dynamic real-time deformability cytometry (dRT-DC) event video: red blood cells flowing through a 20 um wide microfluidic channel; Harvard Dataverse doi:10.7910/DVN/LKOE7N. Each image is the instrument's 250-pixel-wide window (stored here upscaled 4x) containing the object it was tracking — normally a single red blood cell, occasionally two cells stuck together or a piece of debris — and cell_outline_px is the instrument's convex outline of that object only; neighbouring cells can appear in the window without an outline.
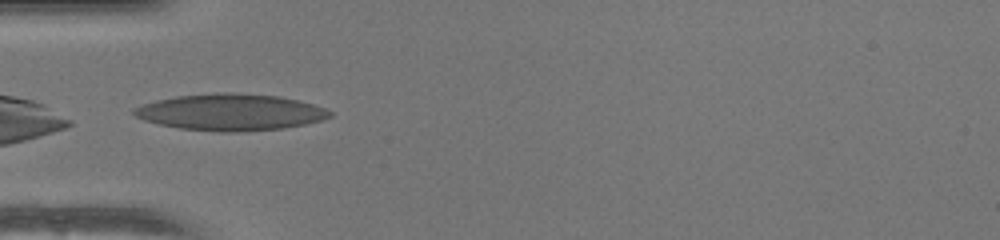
{"species": "human", "species_latin": "Homo sapiens", "temperature_condition": "warm", "stored_images_in_passage": 33, "camera_frame_rate_fps": 3000, "um_per_image_px": 0.085, "donor": {"sex": "female"}, "frame": {"image": 1, "passage_image": 1, "time_ms": 0.0, "image_size_px": [1000, 240], "cell_outline_px": [[332, 116], [320, 120], [304, 124], [284, 128], [236, 132], [220, 132], [180, 128], [160, 124], [144, 120], [136, 116], [132, 112], [132, 108], [156, 100], [176, 96], [216, 92], [236, 92], [280, 96], [312, 104], [324, 108], [332, 112]], "centroid_in_image_um": [19.57, 9.53], "position_along_channel_um": 65.4, "area_um2": 41.67}}
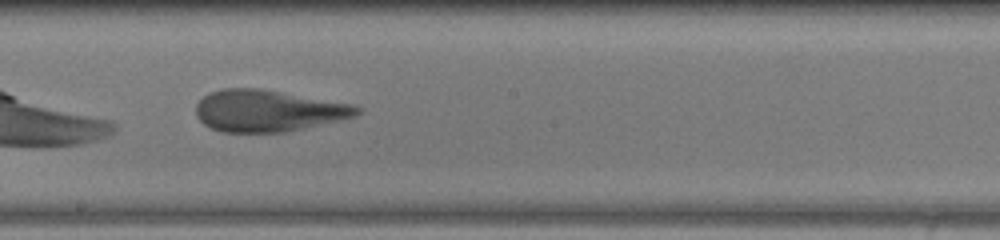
{"frame": {"image": 2, "passage_image": 13, "time_ms": 4.0, "image_size_px": [1000, 240], "cell_outline_px": [[360, 112], [356, 116], [284, 132], [224, 132], [212, 128], [204, 124], [196, 116], [196, 104], [204, 96], [220, 88], [256, 88], [352, 104], [360, 108]], "centroid_in_image_um": [22.74, 9.41], "position_along_channel_um": 225.5, "area_um2": 38.49}}
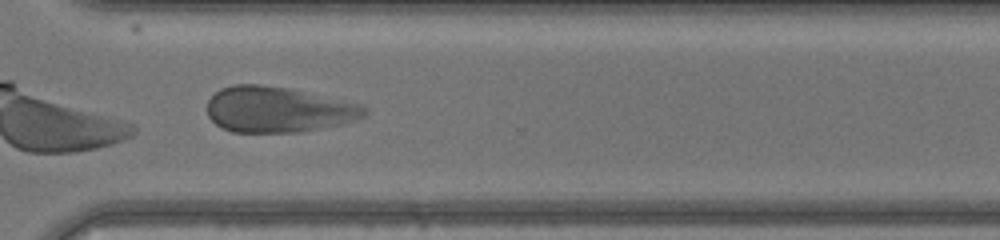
{"frame": {"image": 3, "passage_image": 22, "time_ms": 7.0, "image_size_px": [1000, 240], "cell_outline_px": [[368, 112], [364, 116], [340, 124], [300, 132], [232, 132], [220, 128], [208, 116], [208, 100], [220, 88], [232, 84], [260, 84], [288, 88], [364, 104], [368, 108]], "centroid_in_image_um": [23.63, 9.3], "position_along_channel_um": 347.0, "area_um2": 42.02}, "authors_computed_cell_mechanics": {"area_um2": 39.593, "velocity_mm_per_s": 4.0363, "shape_relaxation_time_tau1_ms": 5.3687, "shape_relaxation_time_tau2_ms": 1.6533, "deformation_change_tau1": 0.1731, "deformation_change_tau2": 0.1003}}